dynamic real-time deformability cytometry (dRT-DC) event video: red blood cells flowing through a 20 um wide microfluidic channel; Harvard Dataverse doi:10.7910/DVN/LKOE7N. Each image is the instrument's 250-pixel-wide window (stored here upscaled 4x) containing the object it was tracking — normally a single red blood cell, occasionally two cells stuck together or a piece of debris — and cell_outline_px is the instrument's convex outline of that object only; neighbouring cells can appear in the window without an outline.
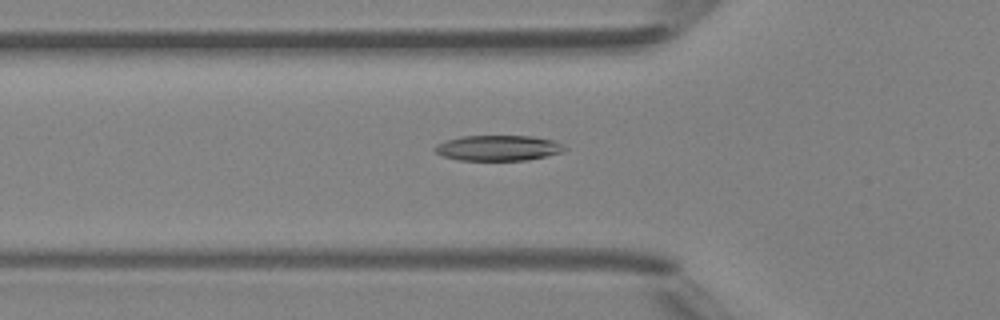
{"species": "Egyptian fruit bat (a non-hibernating species)", "species_latin": "Rousettus aegyptiacus", "temperature_condition": "room temperature", "stored_images_in_passage": 50, "camera_frame_rate_fps": 3000, "um_per_image_px": 0.085, "animal": {"sex": "female"}, "frame": {"image": 1, "passage_image": 18, "time_ms": 5.667, "image_size_px": [1000, 320], "cell_outline_px": [[568, 148], [560, 152], [528, 160], [460, 160], [444, 156], [436, 152], [432, 148], [436, 144], [460, 136], [532, 136], [552, 140], [564, 144]], "centroid_in_image_um": [42.34, 12.57], "position_along_channel_um": 83.5, "area_um2": 19.13}}
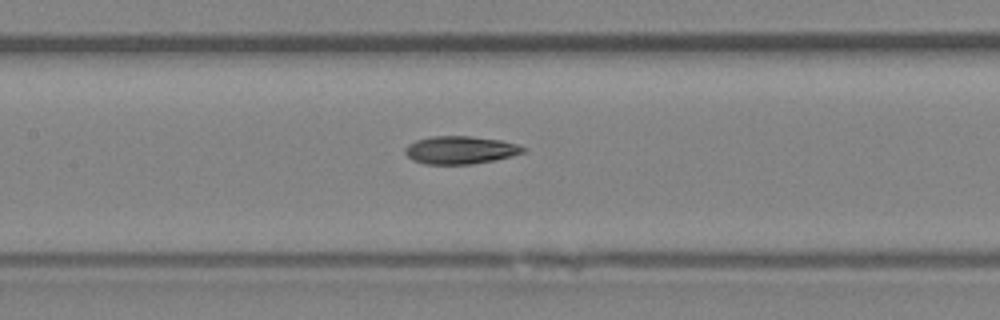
{"frame": {"image": 2, "passage_image": 24, "time_ms": 7.667, "image_size_px": [1000, 320], "cell_outline_px": [[528, 148], [524, 152], [512, 156], [496, 160], [472, 164], [424, 164], [412, 160], [404, 152], [404, 148], [408, 144], [416, 140], [432, 136], [468, 136], [500, 140], [516, 144]], "centroid_in_image_um": [39.12, 12.76], "position_along_channel_um": 168.3, "area_um2": 19.25}}
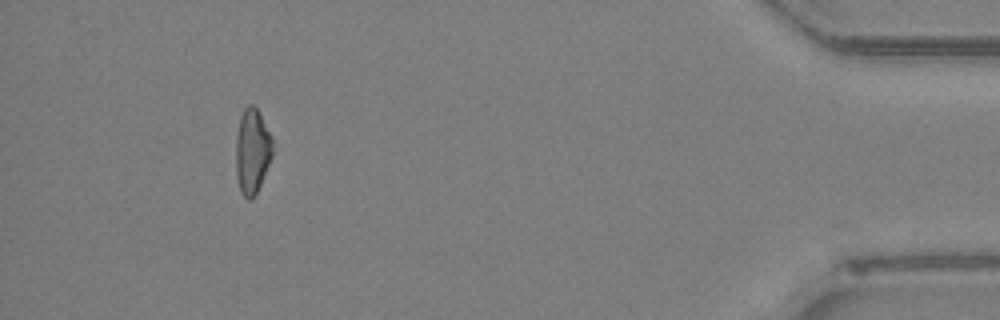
{"frame": {"image": 3, "passage_image": 46, "time_ms": 15.0, "image_size_px": [1000, 320], "cell_outline_px": [[272, 156], [260, 184], [256, 192], [248, 200], [240, 192], [236, 176], [236, 136], [240, 116], [244, 108], [248, 104], [252, 104], [256, 108], [272, 136]], "centroid_in_image_um": [21.42, 12.82], "position_along_channel_um": 413.8, "area_um2": 18.03}, "authors_computed_cell_mechanics": {"area_um2": 19.2763, "velocity_mm_per_s": 4.2472, "shape_relaxation_time_tau1_ms": 3.4199, "shape_relaxation_time_tau2_ms": 4.1176, "deformation_change_tau1": 0.1231, "deformation_change_tau2": 0.1365}}